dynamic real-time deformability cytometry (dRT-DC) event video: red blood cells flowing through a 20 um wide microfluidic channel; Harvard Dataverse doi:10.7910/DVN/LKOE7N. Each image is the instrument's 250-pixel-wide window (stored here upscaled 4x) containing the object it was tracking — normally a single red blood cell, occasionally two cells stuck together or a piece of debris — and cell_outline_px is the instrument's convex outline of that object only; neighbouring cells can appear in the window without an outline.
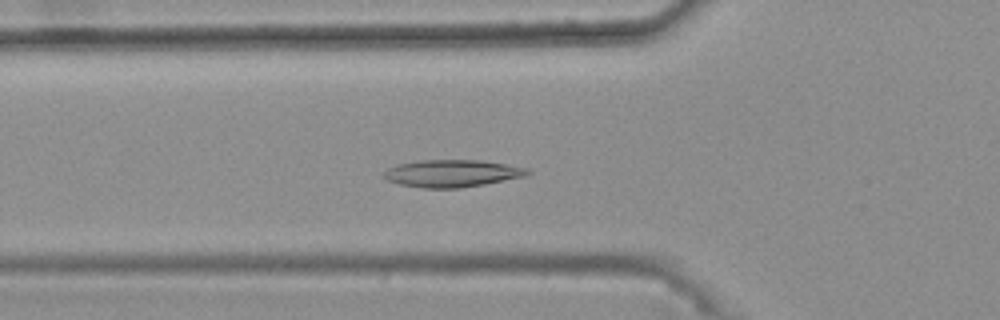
{"species": "common noctule bat (a hibernating species)", "species_latin": "Nyctalus noctula", "temperature_condition": "warm", "stored_images_in_passage": 33, "camera_frame_rate_fps": 3000, "um_per_image_px": 0.085, "animal": {"sex": "female", "body_mass_g": 25.1}, "frame": {"image": 1, "passage_image": 6, "time_ms": 1.667, "image_size_px": [1000, 320], "cell_outline_px": [[532, 172], [528, 176], [484, 184], [460, 188], [424, 188], [400, 184], [388, 180], [380, 176], [388, 168], [396, 164], [416, 160], [480, 160], [528, 168]], "centroid_in_image_um": [38.41, 14.73], "position_along_channel_um": 87.4, "area_um2": 23.0}}
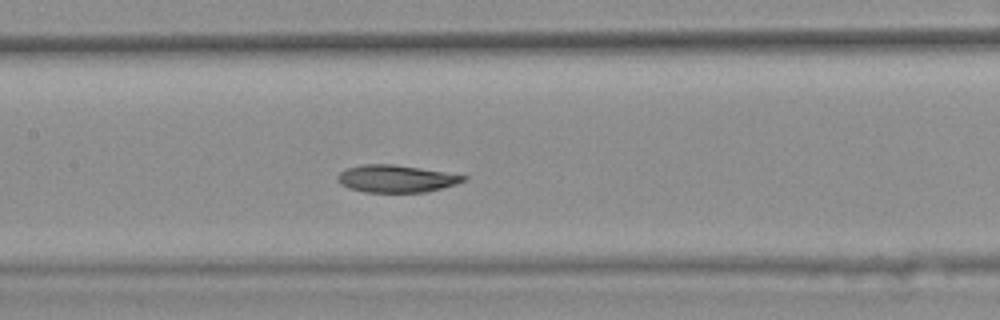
{"frame": {"image": 2, "passage_image": 13, "time_ms": 4.0, "image_size_px": [1000, 320], "cell_outline_px": [[468, 180], [456, 184], [428, 192], [364, 192], [348, 188], [340, 184], [336, 180], [336, 176], [340, 172], [348, 168], [364, 164], [392, 164], [420, 168], [468, 176]], "centroid_in_image_um": [33.66, 15.19], "position_along_channel_um": 173.7, "area_um2": 20.11}}
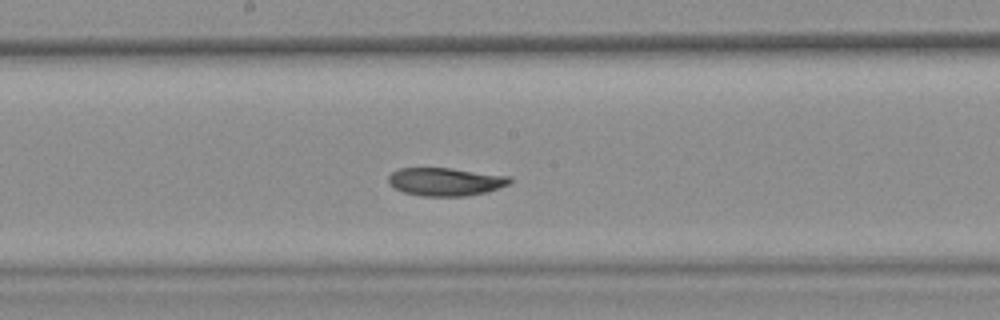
{"frame": {"image": 3, "passage_image": 16, "time_ms": 5.0, "image_size_px": [1000, 320], "cell_outline_px": [[512, 180], [508, 184], [500, 188], [488, 192], [468, 196], [420, 196], [404, 192], [388, 184], [388, 176], [396, 168], [452, 168], [512, 176]], "centroid_in_image_um": [37.89, 15.44], "position_along_channel_um": 210.3, "area_um2": 20.17}, "authors_computed_cell_mechanics": {"area_um2": 20.5768, "velocity_mm_per_s": 3.6963, "shape_relaxation_time_tau1_ms": 9.5699, "shape_relaxation_time_tau2_ms": 5.6178, "deformation_change_tau1": 0.1759, "deformation_change_tau2": 0.0704}}